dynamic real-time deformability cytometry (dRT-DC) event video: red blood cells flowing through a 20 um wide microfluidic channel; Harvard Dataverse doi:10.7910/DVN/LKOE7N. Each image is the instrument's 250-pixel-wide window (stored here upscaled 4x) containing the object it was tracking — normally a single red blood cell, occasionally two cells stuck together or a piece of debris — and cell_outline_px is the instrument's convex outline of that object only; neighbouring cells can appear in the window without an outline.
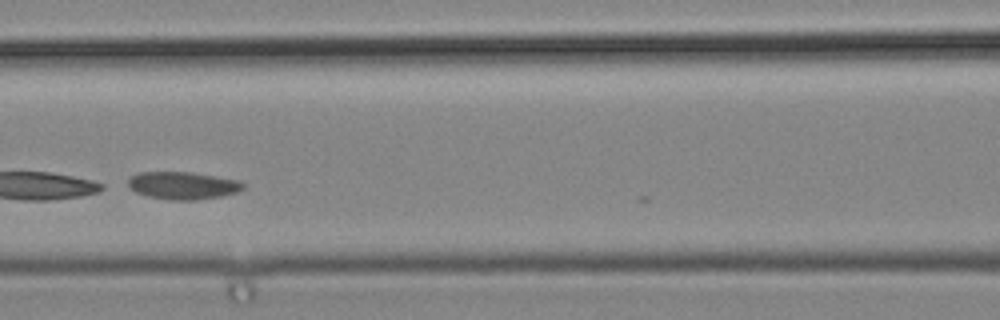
{"species": "common noctule bat (a hibernating species)", "species_latin": "Nyctalus noctula", "temperature_condition": "cold", "stored_images_in_passage": 12, "camera_frame_rate_fps": 3000, "um_per_image_px": 0.085, "animal": {"sex": "male", "body_mass_g": 19.2, "forearm_length_mm": 51.8}, "frame": {"image": 1, "passage_image": 11, "time_ms": 3.333, "image_size_px": [1000, 320], "cell_outline_px": [[244, 188], [236, 192], [220, 196], [196, 200], [172, 200], [148, 196], [136, 192], [128, 188], [128, 180], [132, 176], [140, 172], [192, 172], [240, 180], [244, 184]], "centroid_in_image_um": [15.54, 15.76], "position_along_channel_um": 151.1, "area_um2": 18.44}}